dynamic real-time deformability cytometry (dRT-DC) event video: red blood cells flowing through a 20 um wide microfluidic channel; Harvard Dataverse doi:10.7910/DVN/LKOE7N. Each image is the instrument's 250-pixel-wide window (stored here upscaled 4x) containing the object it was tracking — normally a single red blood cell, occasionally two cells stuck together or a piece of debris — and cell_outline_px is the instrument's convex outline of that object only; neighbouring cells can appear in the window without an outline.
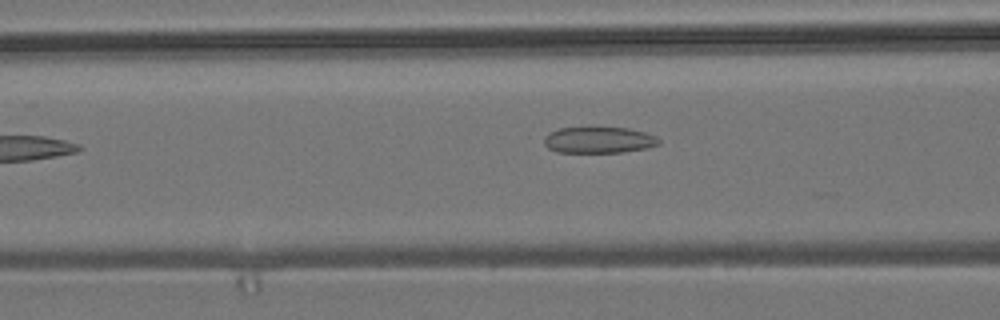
{"species": "common noctule bat (a hibernating species)", "species_latin": "Nyctalus noctula", "temperature_condition": "room temperature", "stored_images_in_passage": 4, "camera_frame_rate_fps": 3000, "um_per_image_px": 0.085, "animal": {"sex": "male", "body_mass_g": 19.2, "forearm_length_mm": 51.8}, "frame": {"image": 1, "passage_image": 4, "time_ms": 1.0, "image_size_px": [1000, 320], "cell_outline_px": [[660, 144], [648, 148], [624, 152], [556, 152], [548, 148], [544, 144], [544, 136], [548, 132], [560, 128], [628, 128], [644, 132], [656, 136], [660, 140]], "centroid_in_image_um": [50.9, 11.91], "position_along_channel_um": 115.7, "area_um2": 17.57}}